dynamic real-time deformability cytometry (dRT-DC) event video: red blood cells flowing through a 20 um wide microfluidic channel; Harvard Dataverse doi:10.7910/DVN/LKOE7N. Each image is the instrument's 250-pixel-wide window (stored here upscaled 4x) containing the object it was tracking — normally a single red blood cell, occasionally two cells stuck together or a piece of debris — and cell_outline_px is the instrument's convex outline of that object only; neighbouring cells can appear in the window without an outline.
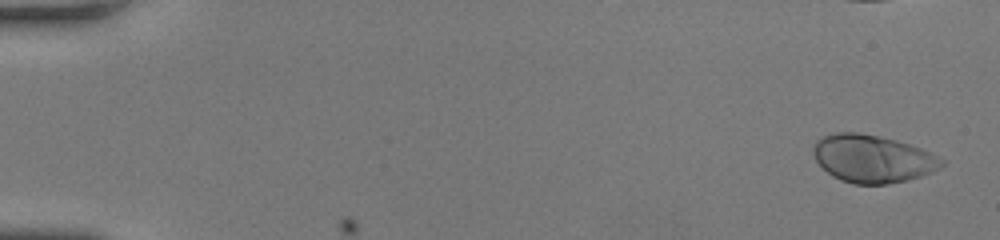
{"species": "human", "species_latin": "Homo sapiens", "temperature_condition": "room temperature", "stored_images_in_passage": 26, "camera_frame_rate_fps": 3000, "um_per_image_px": 0.085, "donor": {"sex": "female"}, "frame": {"image": 1, "passage_image": 2, "time_ms": 0.333, "image_size_px": [1000, 240], "cell_outline_px": [[944, 164], [940, 168], [932, 172], [908, 180], [888, 184], [852, 184], [840, 180], [832, 176], [816, 160], [812, 152], [812, 148], [816, 140], [824, 136], [836, 132], [860, 132], [880, 136], [896, 140], [920, 148], [944, 160]], "centroid_in_image_um": [74.14, 13.49], "position_along_channel_um": 10.9, "area_um2": 35.66}}
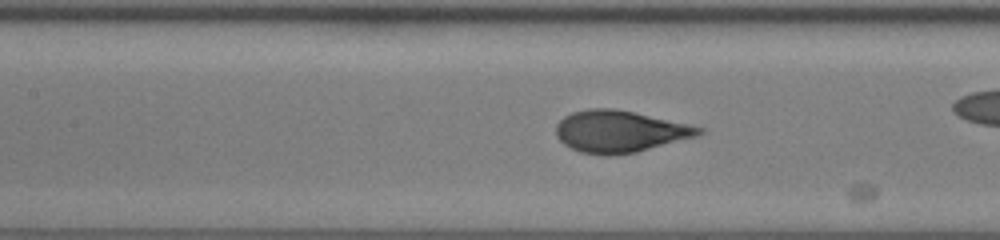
{"frame": {"image": 2, "passage_image": 25, "time_ms": 8.0, "image_size_px": [1000, 240], "cell_outline_px": [[704, 132], [696, 136], [636, 152], [580, 152], [564, 144], [556, 136], [556, 124], [564, 116], [572, 112], [592, 108], [612, 108], [692, 124], [704, 128]], "centroid_in_image_um": [52.7, 11.12], "position_along_channel_um": 154.7, "area_um2": 33.87}}